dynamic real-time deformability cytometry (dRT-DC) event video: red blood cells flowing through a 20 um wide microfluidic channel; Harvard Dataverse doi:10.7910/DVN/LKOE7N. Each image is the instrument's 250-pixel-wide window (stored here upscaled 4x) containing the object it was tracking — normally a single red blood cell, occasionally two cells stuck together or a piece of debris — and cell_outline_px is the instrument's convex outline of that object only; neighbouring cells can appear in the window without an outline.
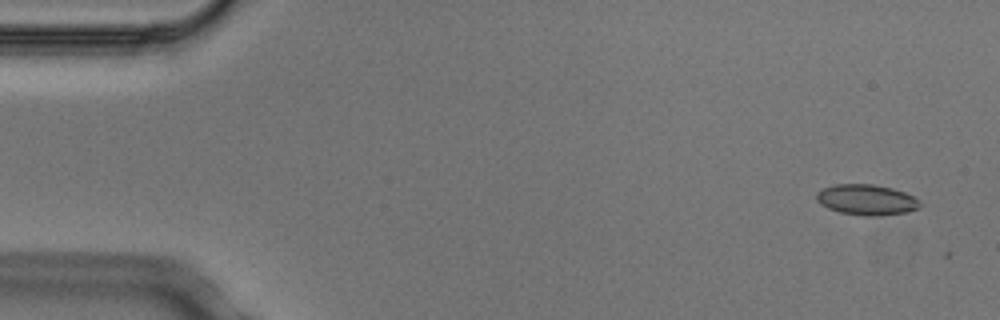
{"species": "Egyptian fruit bat (a non-hibernating species)", "species_latin": "Rousettus aegyptiacus", "temperature_condition": "cold", "stored_images_in_passage": 3, "camera_frame_rate_fps": 3000, "um_per_image_px": 0.085, "animal": {"sex": "male"}, "frame": {"image": 1, "passage_image": 1, "time_ms": 0.0, "image_size_px": [1000, 320], "cell_outline_px": [[920, 208], [908, 212], [876, 216], [864, 216], [840, 212], [828, 208], [820, 204], [816, 200], [816, 192], [824, 188], [836, 184], [872, 184], [892, 188], [904, 192], [920, 200]], "centroid_in_image_um": [73.66, 16.98], "position_along_channel_um": 11.3, "area_um2": 18.5}}